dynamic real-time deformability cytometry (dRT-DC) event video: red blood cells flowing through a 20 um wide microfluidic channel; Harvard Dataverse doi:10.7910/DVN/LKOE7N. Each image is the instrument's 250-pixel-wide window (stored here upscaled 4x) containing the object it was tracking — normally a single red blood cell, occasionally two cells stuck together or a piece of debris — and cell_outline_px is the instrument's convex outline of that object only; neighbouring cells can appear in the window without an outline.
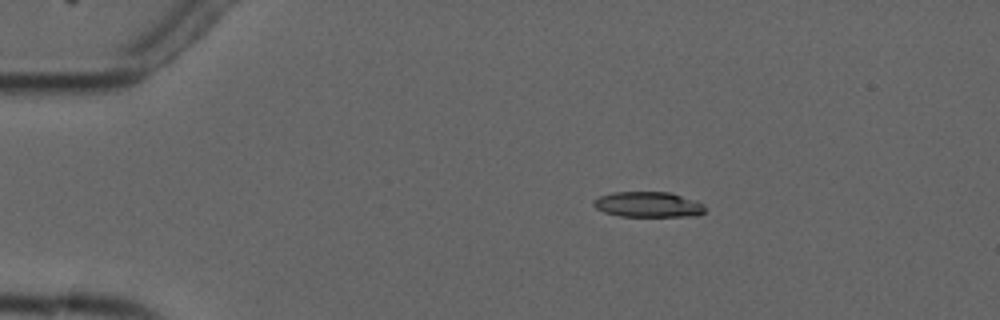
{"species": "common noctule bat (a hibernating species)", "species_latin": "Nyctalus noctula", "temperature_condition": "cold", "stored_images_in_passage": 3, "camera_frame_rate_fps": 3000, "um_per_image_px": 0.085, "animal": {"sex": "male", "forearm_length_mm": 52.5}, "frame": {"image": 1, "passage_image": 1, "time_ms": 0.0, "image_size_px": [1000, 320], "cell_outline_px": [[704, 212], [696, 216], [620, 216], [604, 212], [596, 208], [592, 204], [592, 200], [600, 196], [612, 192], [668, 192], [696, 200], [704, 204]], "centroid_in_image_um": [55.08, 17.38], "position_along_channel_um": 29.9, "area_um2": 16.53}}
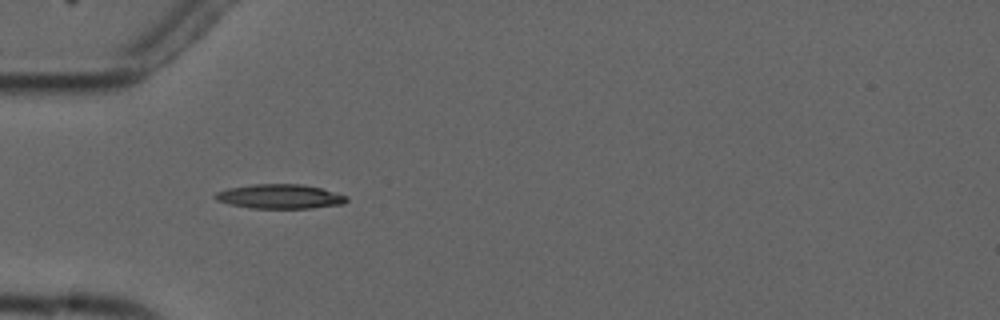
{"frame": {"image": 2, "passage_image": 2, "time_ms": 2.333, "image_size_px": [1000, 320], "cell_outline_px": [[348, 200], [344, 204], [312, 208], [252, 208], [232, 204], [216, 200], [212, 196], [216, 192], [228, 188], [252, 184], [300, 184], [320, 188], [348, 196]], "centroid_in_image_um": [23.79, 16.7], "position_along_channel_um": 61.2, "area_um2": 18.61}}